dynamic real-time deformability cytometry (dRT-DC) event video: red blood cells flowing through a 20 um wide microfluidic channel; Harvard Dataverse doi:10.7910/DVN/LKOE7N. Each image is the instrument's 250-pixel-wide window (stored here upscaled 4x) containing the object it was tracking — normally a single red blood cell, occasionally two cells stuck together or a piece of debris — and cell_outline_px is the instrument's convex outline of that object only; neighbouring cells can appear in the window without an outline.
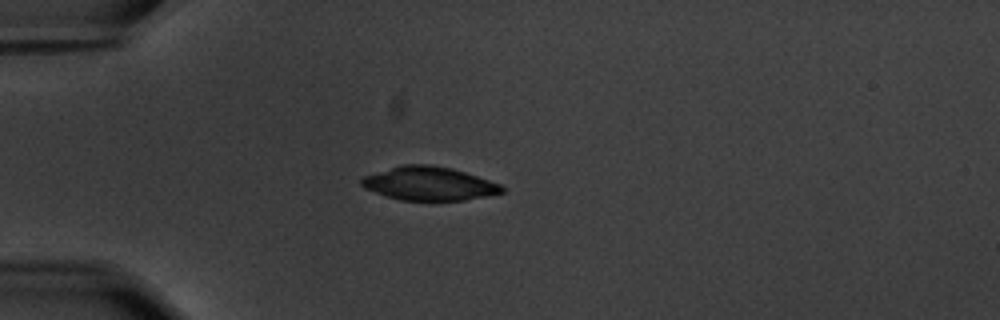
{"species": "common noctule bat (a hibernating species)", "species_latin": "Nyctalus noctula", "temperature_condition": "warm", "stored_images_in_passage": 23, "camera_frame_rate_fps": 3000, "um_per_image_px": 0.085, "animal": {"sex": "male", "body_mass_g": 20.1, "forearm_length_mm": 53.5}, "frame": {"image": 1, "passage_image": 1, "time_ms": 0.0, "image_size_px": [1000, 320], "cell_outline_px": [[504, 192], [464, 200], [400, 200], [364, 188], [360, 184], [360, 180], [364, 176], [404, 164], [428, 164], [452, 168], [500, 184], [504, 188]], "centroid_in_image_um": [36.46, 15.6], "position_along_channel_um": 48.5, "area_um2": 27.05}}